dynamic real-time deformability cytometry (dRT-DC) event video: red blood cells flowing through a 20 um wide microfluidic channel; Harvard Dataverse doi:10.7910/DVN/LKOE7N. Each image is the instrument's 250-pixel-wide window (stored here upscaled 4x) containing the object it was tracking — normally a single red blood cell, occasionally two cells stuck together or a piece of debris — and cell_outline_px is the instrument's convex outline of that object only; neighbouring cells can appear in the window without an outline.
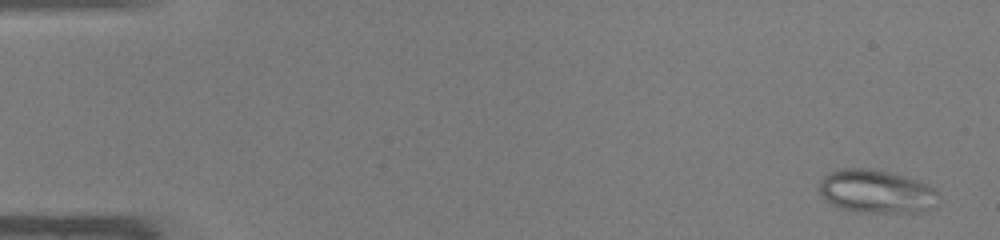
{"species": "common noctule bat (a hibernating species)", "species_latin": "Nyctalus noctula", "temperature_condition": "warm", "stored_images_in_passage": 46, "camera_frame_rate_fps": 3000, "um_per_image_px": 0.085, "animal": {"sex": "male", "body_mass_g": 19.0, "forearm_length_mm": 50.8}, "frame": {"image": 1, "passage_image": 1, "time_ms": 0.0, "image_size_px": [1000, 240], "cell_outline_px": [[936, 208], [916, 212], [856, 212], [840, 208], [824, 200], [820, 196], [820, 180], [828, 172], [840, 168], [876, 168], [896, 172], [928, 184], [936, 192]], "centroid_in_image_um": [74.46, 16.25], "position_along_channel_um": 10.5, "area_um2": 30.63}}
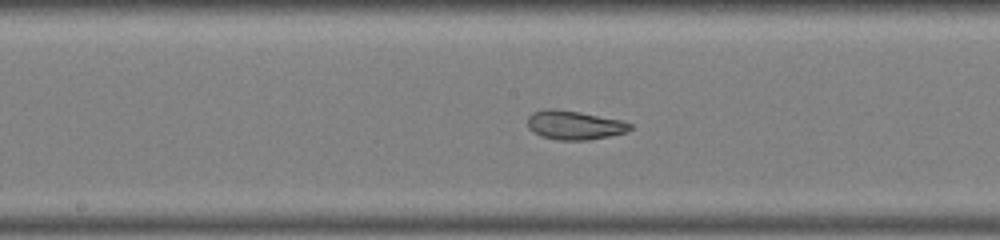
{"frame": {"image": 2, "passage_image": 24, "time_ms": 7.667, "image_size_px": [1000, 240], "cell_outline_px": [[632, 128], [628, 132], [588, 140], [556, 140], [540, 136], [532, 132], [528, 128], [528, 116], [532, 112], [548, 108], [556, 108], [580, 112], [624, 120], [632, 124]], "centroid_in_image_um": [48.82, 10.63], "position_along_channel_um": 199.4, "area_um2": 17.63}}
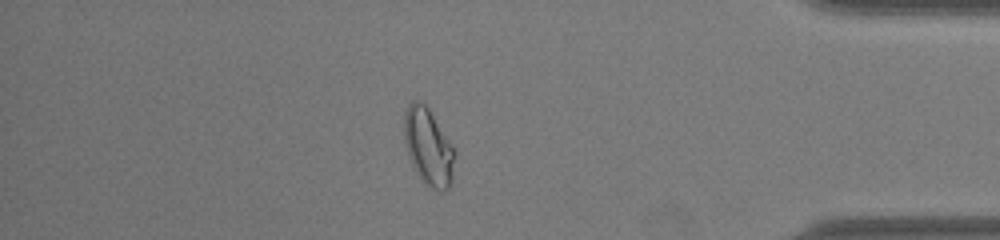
{"frame": {"image": 3, "passage_image": 40, "time_ms": 13.0, "image_size_px": [1000, 240], "cell_outline_px": [[456, 152], [452, 184], [444, 192], [440, 192], [424, 184], [416, 172], [412, 164], [404, 140], [404, 112], [408, 104], [412, 100], [416, 100], [424, 104], [428, 108], [452, 144]], "centroid_in_image_um": [36.43, 12.52], "position_along_channel_um": 398.8, "area_um2": 22.89}, "authors_computed_cell_mechanics": {"area_um2": 21.9062, "velocity_mm_per_s": 4.3005, "shape_relaxation_time_tau1_ms": null, "shape_relaxation_time_tau2_ms": 1.1345, "deformation_change_tau1": null, "deformation_change_tau2": 0.077}}